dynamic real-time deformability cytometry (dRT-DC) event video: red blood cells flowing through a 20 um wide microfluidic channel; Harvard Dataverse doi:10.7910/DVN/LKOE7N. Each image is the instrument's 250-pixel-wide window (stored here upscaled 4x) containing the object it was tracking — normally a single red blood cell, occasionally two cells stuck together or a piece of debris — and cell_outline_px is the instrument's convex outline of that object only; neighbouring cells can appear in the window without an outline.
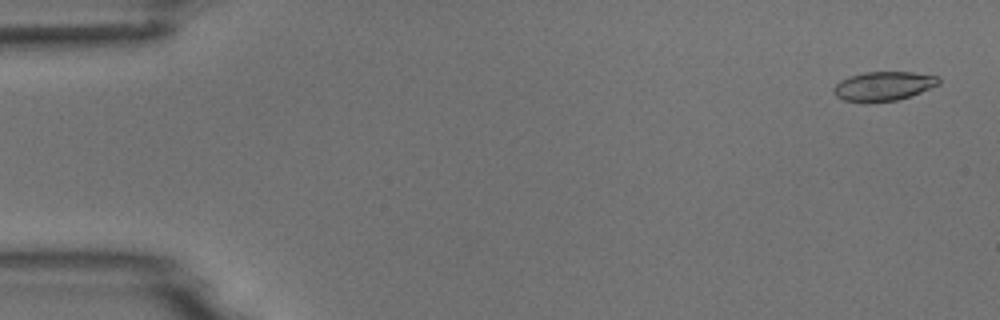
{"species": "common noctule bat (a hibernating species)", "species_latin": "Nyctalus noctula", "temperature_condition": "room temperature", "stored_images_in_passage": 4, "camera_frame_rate_fps": 3000, "um_per_image_px": 0.085, "animal": {"sex": "male", "body_mass_g": 18.8}, "frame": {"image": 1, "passage_image": 1, "time_ms": 0.0, "image_size_px": [1000, 320], "cell_outline_px": [[940, 84], [920, 92], [896, 100], [844, 100], [836, 96], [832, 92], [832, 88], [840, 80], [848, 76], [864, 72], [912, 72], [940, 76]], "centroid_in_image_um": [75.1, 7.27], "position_along_channel_um": 9.9, "area_um2": 17.46}}